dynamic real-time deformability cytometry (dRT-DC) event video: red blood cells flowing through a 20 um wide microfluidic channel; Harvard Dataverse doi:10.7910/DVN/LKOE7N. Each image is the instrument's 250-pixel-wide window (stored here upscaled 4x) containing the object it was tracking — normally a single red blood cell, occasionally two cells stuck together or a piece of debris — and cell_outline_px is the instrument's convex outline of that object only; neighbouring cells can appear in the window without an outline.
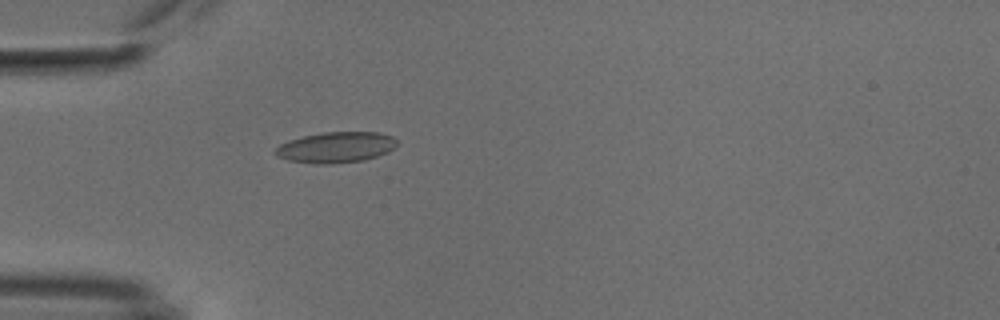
{"species": "common noctule bat (a hibernating species)", "species_latin": "Nyctalus noctula", "temperature_condition": "cold", "stored_images_in_passage": 34, "camera_frame_rate_fps": 3000, "um_per_image_px": 0.085, "animal": {"sex": "male", "body_mass_g": 18.8}, "frame": {"image": 1, "passage_image": 2, "time_ms": 0.333, "image_size_px": [1000, 320], "cell_outline_px": [[396, 144], [388, 152], [364, 160], [332, 164], [316, 164], [288, 160], [276, 156], [272, 152], [280, 144], [288, 140], [304, 136], [324, 132], [380, 132], [392, 136], [396, 140]], "centroid_in_image_um": [28.52, 12.52], "position_along_channel_um": 56.5, "area_um2": 21.85}}
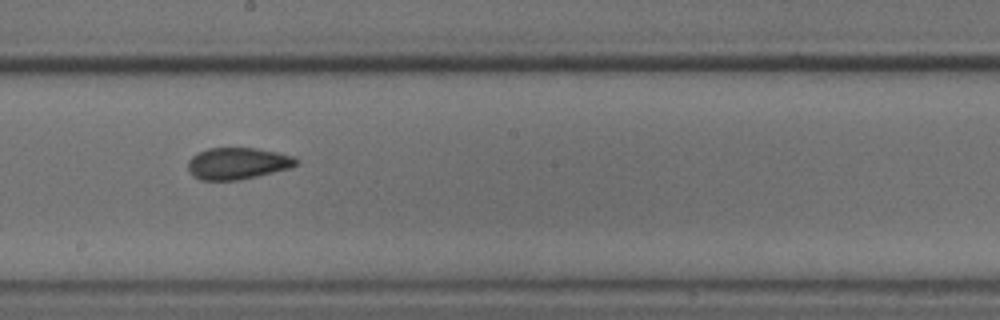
{"frame": {"image": 2, "passage_image": 16, "time_ms": 5.0, "image_size_px": [1000, 320], "cell_outline_px": [[300, 164], [292, 168], [240, 180], [200, 180], [192, 176], [188, 168], [188, 160], [196, 152], [208, 148], [256, 148], [296, 156], [300, 160]], "centroid_in_image_um": [20.23, 13.89], "position_along_channel_um": 228.0, "area_um2": 20.4}}
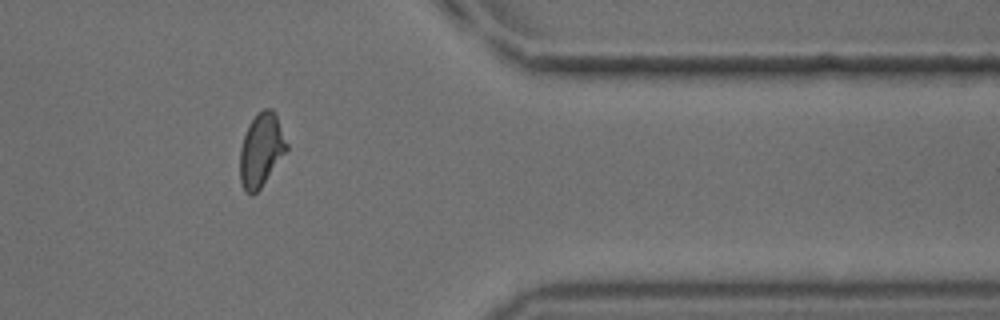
{"frame": {"image": 3, "passage_image": 30, "time_ms": 9.667, "image_size_px": [1000, 320], "cell_outline_px": [[288, 148], [260, 188], [252, 196], [244, 192], [240, 180], [240, 148], [244, 136], [252, 120], [264, 108], [272, 108], [276, 112], [288, 144]], "centroid_in_image_um": [22.2, 12.75], "position_along_channel_um": 389.2, "area_um2": 19.77}, "authors_computed_cell_mechanics": {"area_um2": 19.8832, "velocity_mm_per_s": 3.8007, "shape_relaxation_time_tau1_ms": null, "shape_relaxation_time_tau2_ms": 1.7276, "deformation_change_tau1": null, "deformation_change_tau2": 0.0858}}